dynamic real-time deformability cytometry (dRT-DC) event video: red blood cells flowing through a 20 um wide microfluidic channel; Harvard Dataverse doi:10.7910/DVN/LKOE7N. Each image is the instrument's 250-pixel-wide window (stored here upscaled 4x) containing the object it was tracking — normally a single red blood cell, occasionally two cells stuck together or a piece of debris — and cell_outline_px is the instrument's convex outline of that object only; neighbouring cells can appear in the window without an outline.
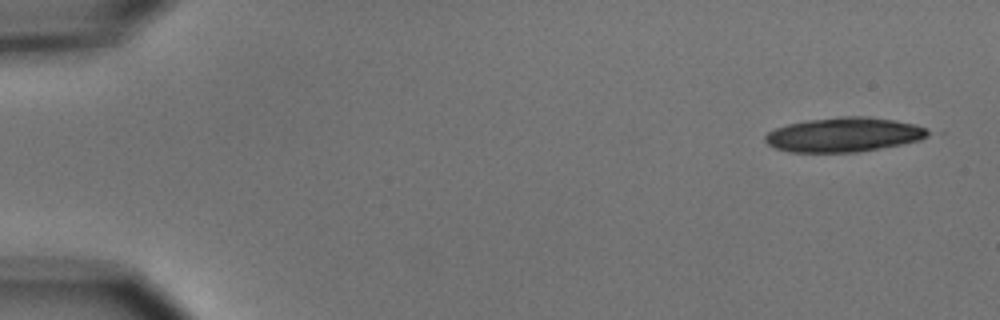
{"species": "common noctule bat (a hibernating species)", "species_latin": "Nyctalus noctula", "temperature_condition": "cold", "stored_images_in_passage": 5, "camera_frame_rate_fps": 3000, "um_per_image_px": 0.085, "animal": {"sex": "male", "body_mass_g": 15.6}, "frame": {"image": 1, "passage_image": 1, "time_ms": 0.0, "image_size_px": [1000, 320], "cell_outline_px": [[944, 132], [920, 140], [900, 144], [856, 152], [788, 152], [776, 148], [768, 144], [764, 140], [764, 136], [768, 132], [776, 128], [788, 124], [808, 120], [840, 116], [864, 116], [892, 120], [916, 124]], "centroid_in_image_um": [71.86, 11.44], "position_along_channel_um": 13.1, "area_um2": 33.12}}